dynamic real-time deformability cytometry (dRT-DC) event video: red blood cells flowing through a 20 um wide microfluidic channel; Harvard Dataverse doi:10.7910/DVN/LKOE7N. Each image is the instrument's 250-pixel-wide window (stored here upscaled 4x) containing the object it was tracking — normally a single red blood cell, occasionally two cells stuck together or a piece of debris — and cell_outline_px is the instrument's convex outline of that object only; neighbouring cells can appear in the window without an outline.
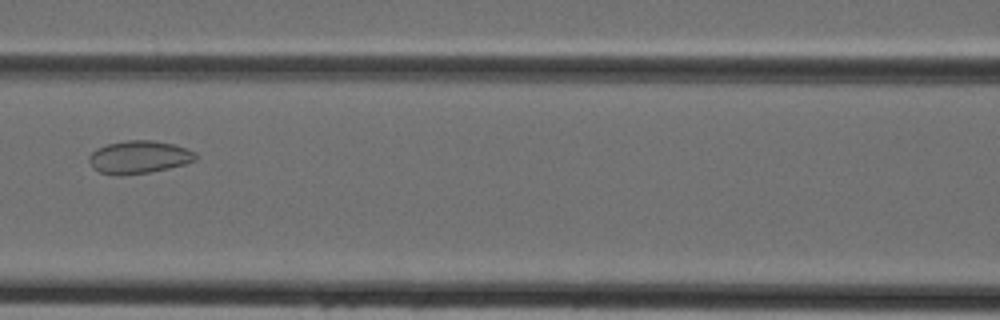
{"species": "Egyptian fruit bat (a non-hibernating species)", "species_latin": "Rousettus aegyptiacus", "temperature_condition": "cold", "stored_images_in_passage": 46, "camera_frame_rate_fps": 3000, "um_per_image_px": 0.085, "animal": {"sex": "female"}, "frame": {"image": 1, "passage_image": 21, "time_ms": 6.667, "image_size_px": [1000, 320], "cell_outline_px": [[196, 160], [184, 164], [168, 168], [148, 172], [120, 176], [100, 172], [92, 168], [88, 160], [88, 156], [96, 148], [108, 144], [128, 140], [152, 140], [172, 144], [196, 152]], "centroid_in_image_um": [11.77, 13.36], "position_along_channel_um": 154.8, "area_um2": 20.29}}
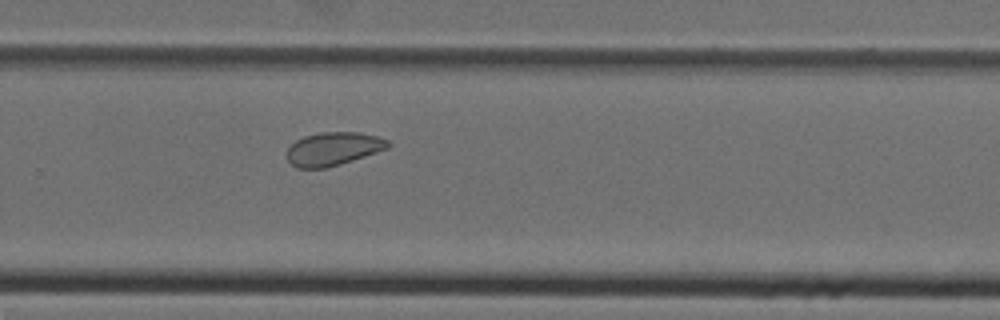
{"frame": {"image": 2, "passage_image": 31, "time_ms": 10.0, "image_size_px": [1000, 320], "cell_outline_px": [[392, 144], [388, 148], [340, 164], [324, 168], [296, 168], [288, 160], [288, 148], [296, 140], [304, 136], [320, 132], [360, 132], [376, 136], [388, 140]], "centroid_in_image_um": [28.33, 12.64], "position_along_channel_um": 301.5, "area_um2": 19.48}}
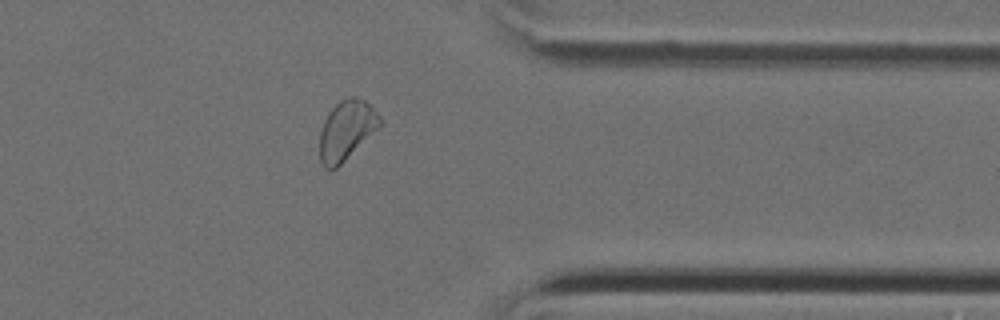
{"frame": {"image": 3, "passage_image": 37, "time_ms": 12.0, "image_size_px": [1000, 320], "cell_outline_px": [[380, 124], [336, 168], [324, 168], [320, 160], [320, 132], [324, 120], [328, 112], [340, 100], [352, 96], [356, 96], [372, 104], [380, 116]], "centroid_in_image_um": [29.42, 11.01], "position_along_channel_um": 382.0, "area_um2": 20.35}}